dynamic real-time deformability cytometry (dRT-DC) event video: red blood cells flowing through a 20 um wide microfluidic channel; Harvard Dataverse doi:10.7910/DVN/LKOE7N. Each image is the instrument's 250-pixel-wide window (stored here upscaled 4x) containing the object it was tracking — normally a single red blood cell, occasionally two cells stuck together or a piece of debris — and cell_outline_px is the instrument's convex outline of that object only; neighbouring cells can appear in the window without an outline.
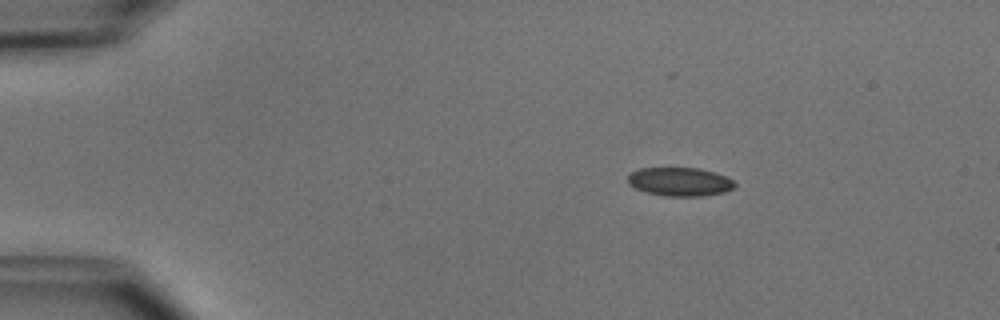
{"species": "common noctule bat (a hibernating species)", "species_latin": "Nyctalus noctula", "temperature_condition": "cold", "stored_images_in_passage": 4, "camera_frame_rate_fps": 3000, "um_per_image_px": 0.085, "animal": {"sex": "male", "body_mass_g": 15.6}, "frame": {"image": 1, "passage_image": 2, "time_ms": 1.333, "image_size_px": [1000, 320], "cell_outline_px": [[736, 184], [732, 188], [724, 192], [700, 196], [664, 196], [648, 192], [636, 188], [628, 184], [628, 172], [640, 168], [700, 168], [724, 176], [732, 180]], "centroid_in_image_um": [57.74, 15.44], "position_along_channel_um": 27.3, "area_um2": 17.69}}